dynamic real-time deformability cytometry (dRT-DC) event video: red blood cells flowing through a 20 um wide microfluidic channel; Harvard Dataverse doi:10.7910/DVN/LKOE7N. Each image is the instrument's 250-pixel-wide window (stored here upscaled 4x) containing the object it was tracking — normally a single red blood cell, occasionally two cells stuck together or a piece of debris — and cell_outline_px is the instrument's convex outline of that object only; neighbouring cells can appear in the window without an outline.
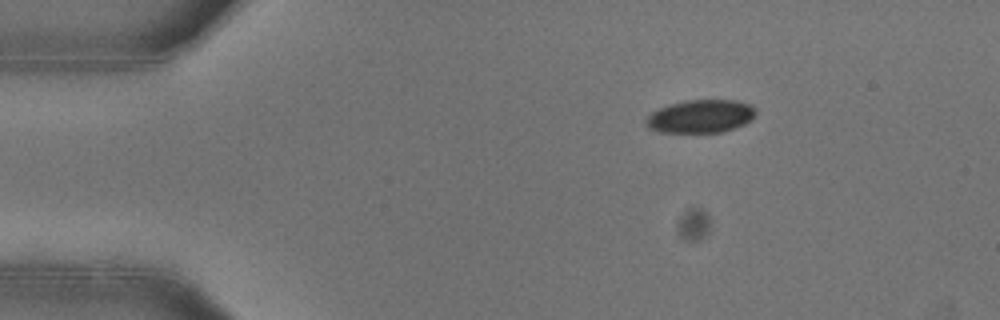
{"species": "common noctule bat (a hibernating species)", "species_latin": "Nyctalus noctula", "temperature_condition": "warm", "stored_images_in_passage": 53, "camera_frame_rate_fps": 3000, "um_per_image_px": 0.085, "animal": {"sex": "female"}, "frame": {"image": 1, "passage_image": 9, "time_ms": 2.667, "image_size_px": [1000, 320], "cell_outline_px": [[756, 112], [752, 120], [744, 124], [720, 132], [660, 132], [648, 128], [644, 124], [644, 120], [652, 112], [660, 108], [672, 104], [688, 100], [736, 100], [752, 104], [756, 108]], "centroid_in_image_um": [59.57, 9.88], "position_along_channel_um": 25.4, "area_um2": 21.15}}
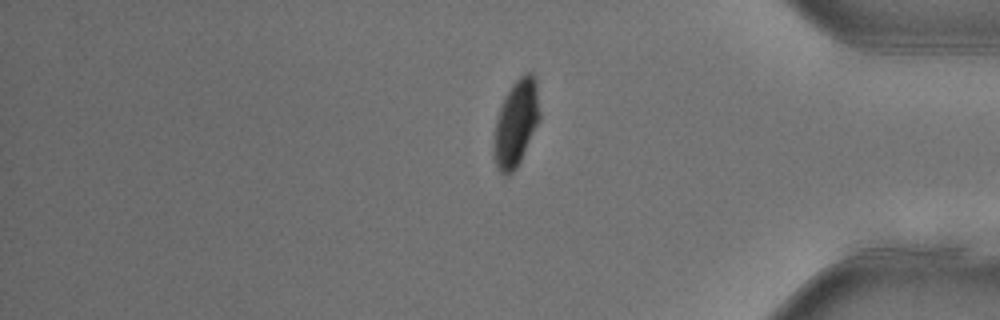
{"frame": {"image": 2, "passage_image": 44, "time_ms": 14.333, "image_size_px": [1000, 320], "cell_outline_px": [[540, 120], [516, 168], [508, 176], [504, 176], [496, 168], [492, 156], [492, 144], [496, 120], [504, 96], [512, 84], [524, 72], [532, 72], [536, 76], [540, 112]], "centroid_in_image_um": [43.85, 10.47], "position_along_channel_um": 391.4, "area_um2": 23.58}}
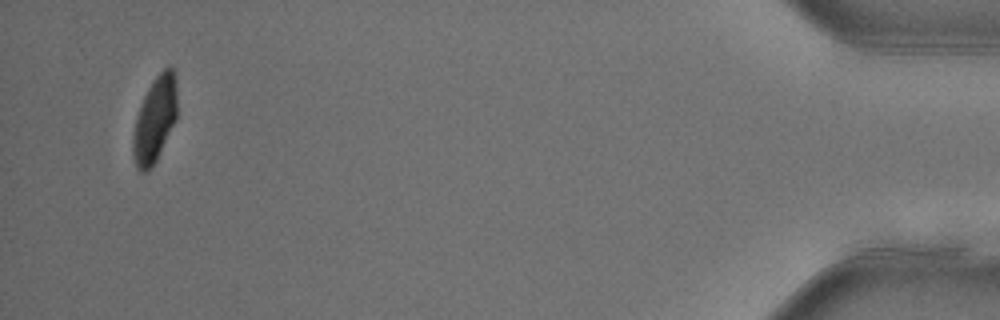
{"frame": {"image": 3, "passage_image": 51, "time_ms": 16.667, "image_size_px": [1000, 320], "cell_outline_px": [[176, 120], [156, 160], [144, 172], [140, 172], [136, 168], [132, 156], [132, 136], [136, 116], [140, 104], [148, 88], [156, 76], [164, 68], [172, 68], [176, 80]], "centroid_in_image_um": [13.13, 10.18], "position_along_channel_um": 422.1, "area_um2": 21.85}, "authors_computed_cell_mechanics": {"area_um2": 23.5824, "velocity_mm_per_s": 3.9488, "shape_relaxation_time_tau1_ms": 3.8905, "shape_relaxation_time_tau2_ms": 1.6725, "deformation_change_tau1": 0.1311, "deformation_change_tau2": 0.0488}}